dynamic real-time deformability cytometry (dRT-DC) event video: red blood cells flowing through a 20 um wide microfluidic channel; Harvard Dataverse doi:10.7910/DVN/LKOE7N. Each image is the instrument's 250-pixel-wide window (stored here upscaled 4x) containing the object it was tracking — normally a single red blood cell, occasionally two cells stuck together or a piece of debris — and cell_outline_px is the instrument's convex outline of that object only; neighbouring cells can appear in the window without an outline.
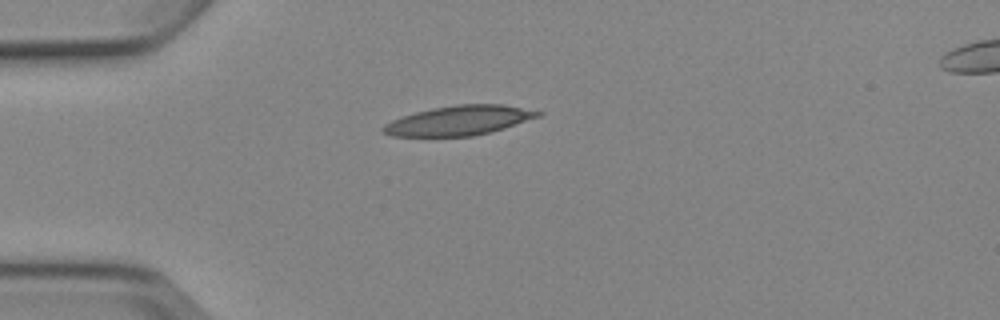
{"species": "Egyptian fruit bat (a non-hibernating species)", "species_latin": "Rousettus aegyptiacus", "temperature_condition": "cold", "stored_images_in_passage": 3, "camera_frame_rate_fps": 3000, "um_per_image_px": 0.085, "animal": {"sex": "female"}, "frame": {"image": 1, "passage_image": 1, "time_ms": 0.0, "image_size_px": [1000, 320], "cell_outline_px": [[544, 112], [540, 116], [504, 128], [472, 136], [392, 136], [384, 132], [380, 128], [384, 124], [392, 120], [416, 112], [432, 108], [456, 104], [504, 104]], "centroid_in_image_um": [39.02, 10.23], "position_along_channel_um": 46.0, "area_um2": 26.47}}
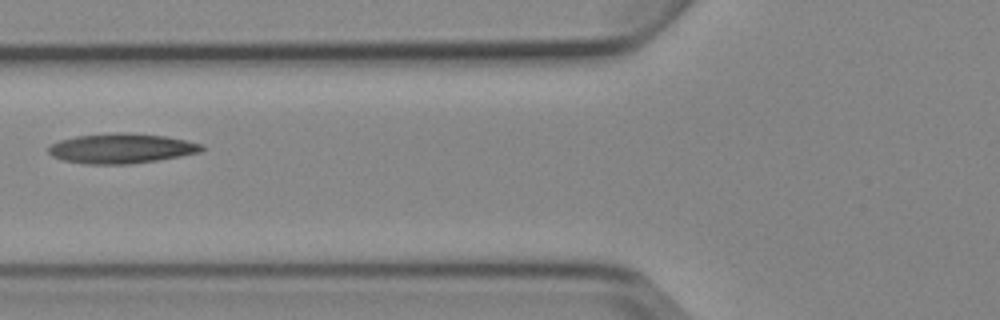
{"frame": {"image": 2, "passage_image": 3, "time_ms": 2.333, "image_size_px": [1000, 320], "cell_outline_px": [[204, 148], [200, 152], [180, 156], [132, 164], [84, 164], [64, 160], [52, 156], [48, 152], [48, 148], [52, 144], [60, 140], [76, 136], [116, 132], [124, 132], [164, 136], [188, 140], [204, 144]], "centroid_in_image_um": [10.33, 12.61], "position_along_channel_um": 115.5, "area_um2": 26.7}}